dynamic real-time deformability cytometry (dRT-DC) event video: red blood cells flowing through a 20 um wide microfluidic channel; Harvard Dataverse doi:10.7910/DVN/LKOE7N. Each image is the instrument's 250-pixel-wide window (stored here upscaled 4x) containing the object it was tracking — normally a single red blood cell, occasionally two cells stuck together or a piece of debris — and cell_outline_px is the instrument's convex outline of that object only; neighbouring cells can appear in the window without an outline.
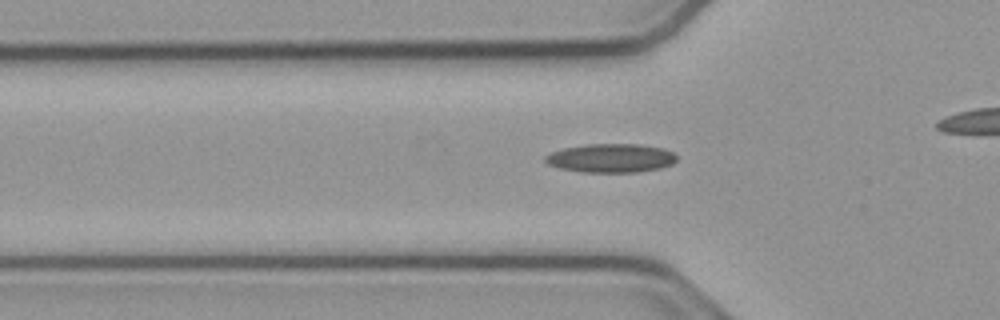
{"species": "common noctule bat (a hibernating species)", "species_latin": "Nyctalus noctula", "temperature_condition": "cold", "stored_images_in_passage": 34, "camera_frame_rate_fps": 3000, "um_per_image_px": 0.085, "animal": {"sex": "male", "body_mass_g": 23.1, "forearm_length_mm": 52.7}, "frame": {"image": 1, "passage_image": 9, "time_ms": 2.667, "image_size_px": [1000, 320], "cell_outline_px": [[676, 160], [672, 164], [660, 168], [636, 172], [580, 172], [560, 168], [548, 164], [544, 160], [544, 156], [552, 152], [564, 148], [588, 144], [640, 144], [664, 148], [672, 152], [676, 156]], "centroid_in_image_um": [51.93, 13.44], "position_along_channel_um": 73.9, "area_um2": 22.02}}
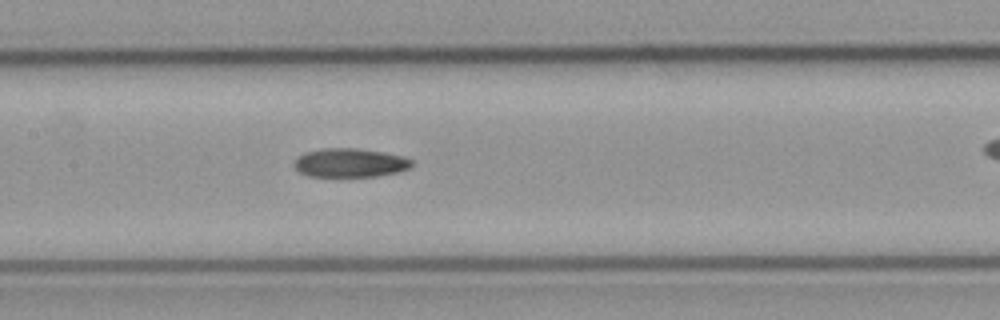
{"frame": {"image": 2, "passage_image": 17, "time_ms": 5.333, "image_size_px": [1000, 320], "cell_outline_px": [[412, 164], [408, 168], [396, 172], [376, 176], [308, 176], [300, 172], [292, 164], [304, 152], [320, 148], [356, 148], [404, 156], [412, 160]], "centroid_in_image_um": [29.72, 13.83], "position_along_channel_um": 177.7, "area_um2": 19.54}}
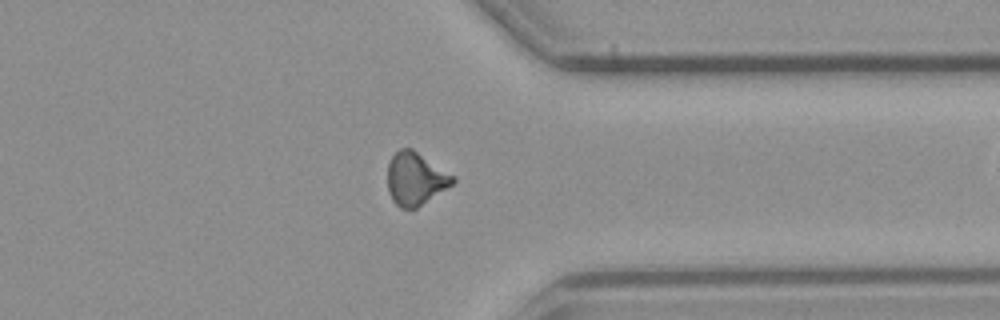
{"frame": {"image": 3, "passage_image": 33, "time_ms": 10.667, "image_size_px": [1000, 320], "cell_outline_px": [[456, 180], [452, 184], [416, 208], [400, 208], [392, 200], [388, 192], [388, 164], [392, 156], [400, 148], [412, 148], [456, 176]], "centroid_in_image_um": [35.31, 15.17], "position_along_channel_um": 376.1, "area_um2": 20.0}}